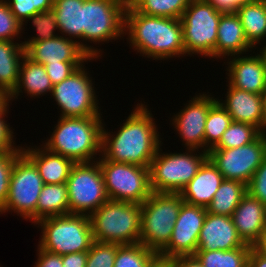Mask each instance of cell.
I'll return each instance as SVG.
<instances>
[{
    "label": "cell",
    "mask_w": 266,
    "mask_h": 267,
    "mask_svg": "<svg viewBox=\"0 0 266 267\" xmlns=\"http://www.w3.org/2000/svg\"><path fill=\"white\" fill-rule=\"evenodd\" d=\"M38 258L34 267H63L62 255L54 254L38 246Z\"/></svg>",
    "instance_id": "ee69618b"
},
{
    "label": "cell",
    "mask_w": 266,
    "mask_h": 267,
    "mask_svg": "<svg viewBox=\"0 0 266 267\" xmlns=\"http://www.w3.org/2000/svg\"><path fill=\"white\" fill-rule=\"evenodd\" d=\"M102 120L101 116L60 117L42 146L74 163L93 162L101 156Z\"/></svg>",
    "instance_id": "3957f363"
},
{
    "label": "cell",
    "mask_w": 266,
    "mask_h": 267,
    "mask_svg": "<svg viewBox=\"0 0 266 267\" xmlns=\"http://www.w3.org/2000/svg\"><path fill=\"white\" fill-rule=\"evenodd\" d=\"M247 192L266 205V158L257 168L247 185Z\"/></svg>",
    "instance_id": "60d3db41"
},
{
    "label": "cell",
    "mask_w": 266,
    "mask_h": 267,
    "mask_svg": "<svg viewBox=\"0 0 266 267\" xmlns=\"http://www.w3.org/2000/svg\"><path fill=\"white\" fill-rule=\"evenodd\" d=\"M190 0H131L129 4L139 13L180 19Z\"/></svg>",
    "instance_id": "1f68e13d"
},
{
    "label": "cell",
    "mask_w": 266,
    "mask_h": 267,
    "mask_svg": "<svg viewBox=\"0 0 266 267\" xmlns=\"http://www.w3.org/2000/svg\"><path fill=\"white\" fill-rule=\"evenodd\" d=\"M22 154V147L17 151L0 153V210L4 207L10 184V176L15 160Z\"/></svg>",
    "instance_id": "f35d334b"
},
{
    "label": "cell",
    "mask_w": 266,
    "mask_h": 267,
    "mask_svg": "<svg viewBox=\"0 0 266 267\" xmlns=\"http://www.w3.org/2000/svg\"><path fill=\"white\" fill-rule=\"evenodd\" d=\"M83 2L84 0H54L52 10L55 13L58 31L66 38H77V42L92 58H98L102 55V50L79 41L82 39Z\"/></svg>",
    "instance_id": "603a6c76"
},
{
    "label": "cell",
    "mask_w": 266,
    "mask_h": 267,
    "mask_svg": "<svg viewBox=\"0 0 266 267\" xmlns=\"http://www.w3.org/2000/svg\"><path fill=\"white\" fill-rule=\"evenodd\" d=\"M251 248L240 247L227 251H196L195 256L204 267H248Z\"/></svg>",
    "instance_id": "4dcf8cb0"
},
{
    "label": "cell",
    "mask_w": 266,
    "mask_h": 267,
    "mask_svg": "<svg viewBox=\"0 0 266 267\" xmlns=\"http://www.w3.org/2000/svg\"><path fill=\"white\" fill-rule=\"evenodd\" d=\"M126 0H84L82 40L99 44L124 35Z\"/></svg>",
    "instance_id": "7c38bea8"
},
{
    "label": "cell",
    "mask_w": 266,
    "mask_h": 267,
    "mask_svg": "<svg viewBox=\"0 0 266 267\" xmlns=\"http://www.w3.org/2000/svg\"><path fill=\"white\" fill-rule=\"evenodd\" d=\"M236 14L240 18L244 34L253 46L266 37V0H256L239 7Z\"/></svg>",
    "instance_id": "83f0119b"
},
{
    "label": "cell",
    "mask_w": 266,
    "mask_h": 267,
    "mask_svg": "<svg viewBox=\"0 0 266 267\" xmlns=\"http://www.w3.org/2000/svg\"><path fill=\"white\" fill-rule=\"evenodd\" d=\"M69 214L90 216L109 200L99 162L75 163L66 182Z\"/></svg>",
    "instance_id": "30bf717a"
},
{
    "label": "cell",
    "mask_w": 266,
    "mask_h": 267,
    "mask_svg": "<svg viewBox=\"0 0 266 267\" xmlns=\"http://www.w3.org/2000/svg\"><path fill=\"white\" fill-rule=\"evenodd\" d=\"M27 96L40 97L52 93L53 84L47 75L46 68L43 64H38L29 59L26 55L22 60L17 87L10 95V101L18 99L17 97L23 91Z\"/></svg>",
    "instance_id": "484cf974"
},
{
    "label": "cell",
    "mask_w": 266,
    "mask_h": 267,
    "mask_svg": "<svg viewBox=\"0 0 266 267\" xmlns=\"http://www.w3.org/2000/svg\"><path fill=\"white\" fill-rule=\"evenodd\" d=\"M97 161L109 199L142 204L151 195L149 167L105 160L101 156Z\"/></svg>",
    "instance_id": "9c48e42d"
},
{
    "label": "cell",
    "mask_w": 266,
    "mask_h": 267,
    "mask_svg": "<svg viewBox=\"0 0 266 267\" xmlns=\"http://www.w3.org/2000/svg\"><path fill=\"white\" fill-rule=\"evenodd\" d=\"M69 214L66 183L44 184L36 206V222L40 219Z\"/></svg>",
    "instance_id": "f1b7e54d"
},
{
    "label": "cell",
    "mask_w": 266,
    "mask_h": 267,
    "mask_svg": "<svg viewBox=\"0 0 266 267\" xmlns=\"http://www.w3.org/2000/svg\"><path fill=\"white\" fill-rule=\"evenodd\" d=\"M222 12L208 1L190 0L180 18L185 52L216 58L218 24Z\"/></svg>",
    "instance_id": "ba28073f"
},
{
    "label": "cell",
    "mask_w": 266,
    "mask_h": 267,
    "mask_svg": "<svg viewBox=\"0 0 266 267\" xmlns=\"http://www.w3.org/2000/svg\"><path fill=\"white\" fill-rule=\"evenodd\" d=\"M264 102H265V108H266V88H265V92H264Z\"/></svg>",
    "instance_id": "db71d44e"
},
{
    "label": "cell",
    "mask_w": 266,
    "mask_h": 267,
    "mask_svg": "<svg viewBox=\"0 0 266 267\" xmlns=\"http://www.w3.org/2000/svg\"><path fill=\"white\" fill-rule=\"evenodd\" d=\"M248 267H266V258L260 255L253 247L249 253Z\"/></svg>",
    "instance_id": "c3c4849f"
},
{
    "label": "cell",
    "mask_w": 266,
    "mask_h": 267,
    "mask_svg": "<svg viewBox=\"0 0 266 267\" xmlns=\"http://www.w3.org/2000/svg\"><path fill=\"white\" fill-rule=\"evenodd\" d=\"M253 248L266 258V234L253 246Z\"/></svg>",
    "instance_id": "681fc988"
},
{
    "label": "cell",
    "mask_w": 266,
    "mask_h": 267,
    "mask_svg": "<svg viewBox=\"0 0 266 267\" xmlns=\"http://www.w3.org/2000/svg\"><path fill=\"white\" fill-rule=\"evenodd\" d=\"M158 267H175L170 261L158 259Z\"/></svg>",
    "instance_id": "816d5d0a"
},
{
    "label": "cell",
    "mask_w": 266,
    "mask_h": 267,
    "mask_svg": "<svg viewBox=\"0 0 266 267\" xmlns=\"http://www.w3.org/2000/svg\"><path fill=\"white\" fill-rule=\"evenodd\" d=\"M115 134L102 128L101 157L105 160L149 167L162 146L154 116L138 103Z\"/></svg>",
    "instance_id": "6da1fadb"
},
{
    "label": "cell",
    "mask_w": 266,
    "mask_h": 267,
    "mask_svg": "<svg viewBox=\"0 0 266 267\" xmlns=\"http://www.w3.org/2000/svg\"><path fill=\"white\" fill-rule=\"evenodd\" d=\"M251 55V56H250ZM235 55L228 58V83L240 90L264 95L266 88V65L262 55Z\"/></svg>",
    "instance_id": "ffe728a7"
},
{
    "label": "cell",
    "mask_w": 266,
    "mask_h": 267,
    "mask_svg": "<svg viewBox=\"0 0 266 267\" xmlns=\"http://www.w3.org/2000/svg\"><path fill=\"white\" fill-rule=\"evenodd\" d=\"M254 47L245 37L240 18L236 13H222L217 32L216 58L243 55Z\"/></svg>",
    "instance_id": "d4e9b609"
},
{
    "label": "cell",
    "mask_w": 266,
    "mask_h": 267,
    "mask_svg": "<svg viewBox=\"0 0 266 267\" xmlns=\"http://www.w3.org/2000/svg\"><path fill=\"white\" fill-rule=\"evenodd\" d=\"M25 55L22 43L0 40V89L9 96L17 87L20 66Z\"/></svg>",
    "instance_id": "4316f807"
},
{
    "label": "cell",
    "mask_w": 266,
    "mask_h": 267,
    "mask_svg": "<svg viewBox=\"0 0 266 267\" xmlns=\"http://www.w3.org/2000/svg\"><path fill=\"white\" fill-rule=\"evenodd\" d=\"M225 100L217 101L227 110L233 122L255 126L261 133H266V108L264 95L243 91L228 83Z\"/></svg>",
    "instance_id": "e0dca14e"
},
{
    "label": "cell",
    "mask_w": 266,
    "mask_h": 267,
    "mask_svg": "<svg viewBox=\"0 0 266 267\" xmlns=\"http://www.w3.org/2000/svg\"><path fill=\"white\" fill-rule=\"evenodd\" d=\"M169 261L175 267H204L195 255L178 256Z\"/></svg>",
    "instance_id": "7dc6e473"
},
{
    "label": "cell",
    "mask_w": 266,
    "mask_h": 267,
    "mask_svg": "<svg viewBox=\"0 0 266 267\" xmlns=\"http://www.w3.org/2000/svg\"><path fill=\"white\" fill-rule=\"evenodd\" d=\"M10 96L0 89V114L9 107Z\"/></svg>",
    "instance_id": "f907efd6"
},
{
    "label": "cell",
    "mask_w": 266,
    "mask_h": 267,
    "mask_svg": "<svg viewBox=\"0 0 266 267\" xmlns=\"http://www.w3.org/2000/svg\"><path fill=\"white\" fill-rule=\"evenodd\" d=\"M183 199L179 193H156L141 204L142 245L159 254L169 243Z\"/></svg>",
    "instance_id": "8992f818"
},
{
    "label": "cell",
    "mask_w": 266,
    "mask_h": 267,
    "mask_svg": "<svg viewBox=\"0 0 266 267\" xmlns=\"http://www.w3.org/2000/svg\"><path fill=\"white\" fill-rule=\"evenodd\" d=\"M44 183L36 166L22 153L14 162L6 203L0 214L14 211L36 223V206Z\"/></svg>",
    "instance_id": "8fae6325"
},
{
    "label": "cell",
    "mask_w": 266,
    "mask_h": 267,
    "mask_svg": "<svg viewBox=\"0 0 266 267\" xmlns=\"http://www.w3.org/2000/svg\"><path fill=\"white\" fill-rule=\"evenodd\" d=\"M89 217L96 241L120 245L140 242L141 204L109 199Z\"/></svg>",
    "instance_id": "277c9868"
},
{
    "label": "cell",
    "mask_w": 266,
    "mask_h": 267,
    "mask_svg": "<svg viewBox=\"0 0 266 267\" xmlns=\"http://www.w3.org/2000/svg\"><path fill=\"white\" fill-rule=\"evenodd\" d=\"M34 147H22V153L36 166L43 183H66L75 163L65 156L48 151L43 146Z\"/></svg>",
    "instance_id": "cb8c5ba5"
},
{
    "label": "cell",
    "mask_w": 266,
    "mask_h": 267,
    "mask_svg": "<svg viewBox=\"0 0 266 267\" xmlns=\"http://www.w3.org/2000/svg\"><path fill=\"white\" fill-rule=\"evenodd\" d=\"M253 247L239 236L232 217L207 212L198 237L197 251L232 250Z\"/></svg>",
    "instance_id": "d6986e66"
},
{
    "label": "cell",
    "mask_w": 266,
    "mask_h": 267,
    "mask_svg": "<svg viewBox=\"0 0 266 267\" xmlns=\"http://www.w3.org/2000/svg\"><path fill=\"white\" fill-rule=\"evenodd\" d=\"M256 0H208V2L222 13H236L237 9Z\"/></svg>",
    "instance_id": "f6af8a7d"
},
{
    "label": "cell",
    "mask_w": 266,
    "mask_h": 267,
    "mask_svg": "<svg viewBox=\"0 0 266 267\" xmlns=\"http://www.w3.org/2000/svg\"><path fill=\"white\" fill-rule=\"evenodd\" d=\"M15 18L24 23L28 18L38 12L50 11L54 0H5Z\"/></svg>",
    "instance_id": "74e56055"
},
{
    "label": "cell",
    "mask_w": 266,
    "mask_h": 267,
    "mask_svg": "<svg viewBox=\"0 0 266 267\" xmlns=\"http://www.w3.org/2000/svg\"><path fill=\"white\" fill-rule=\"evenodd\" d=\"M159 147L149 166L150 187L156 193H180L208 158V152L186 149L165 153ZM187 152V153H186Z\"/></svg>",
    "instance_id": "52a82bcc"
},
{
    "label": "cell",
    "mask_w": 266,
    "mask_h": 267,
    "mask_svg": "<svg viewBox=\"0 0 266 267\" xmlns=\"http://www.w3.org/2000/svg\"><path fill=\"white\" fill-rule=\"evenodd\" d=\"M85 65L79 67L68 78L53 85L50 94L61 109L60 117L100 116L98 98L92 78Z\"/></svg>",
    "instance_id": "4fadbf2b"
},
{
    "label": "cell",
    "mask_w": 266,
    "mask_h": 267,
    "mask_svg": "<svg viewBox=\"0 0 266 267\" xmlns=\"http://www.w3.org/2000/svg\"><path fill=\"white\" fill-rule=\"evenodd\" d=\"M7 107L1 114H0V153L7 152V151H17L21 146L14 145L15 141L13 140V130L11 129L5 121L6 114L8 113Z\"/></svg>",
    "instance_id": "7bdbcfd3"
},
{
    "label": "cell",
    "mask_w": 266,
    "mask_h": 267,
    "mask_svg": "<svg viewBox=\"0 0 266 267\" xmlns=\"http://www.w3.org/2000/svg\"><path fill=\"white\" fill-rule=\"evenodd\" d=\"M231 217L239 236L248 245L254 246L266 234V205L248 192Z\"/></svg>",
    "instance_id": "44dd1931"
},
{
    "label": "cell",
    "mask_w": 266,
    "mask_h": 267,
    "mask_svg": "<svg viewBox=\"0 0 266 267\" xmlns=\"http://www.w3.org/2000/svg\"><path fill=\"white\" fill-rule=\"evenodd\" d=\"M223 180L217 167L207 158L179 194L185 203L207 208Z\"/></svg>",
    "instance_id": "7402d4cb"
},
{
    "label": "cell",
    "mask_w": 266,
    "mask_h": 267,
    "mask_svg": "<svg viewBox=\"0 0 266 267\" xmlns=\"http://www.w3.org/2000/svg\"><path fill=\"white\" fill-rule=\"evenodd\" d=\"M151 267H158V260Z\"/></svg>",
    "instance_id": "11a10c76"
},
{
    "label": "cell",
    "mask_w": 266,
    "mask_h": 267,
    "mask_svg": "<svg viewBox=\"0 0 266 267\" xmlns=\"http://www.w3.org/2000/svg\"><path fill=\"white\" fill-rule=\"evenodd\" d=\"M206 214L205 207L183 202L170 241L158 254V258L169 261L178 256L195 255Z\"/></svg>",
    "instance_id": "9a60e30c"
},
{
    "label": "cell",
    "mask_w": 266,
    "mask_h": 267,
    "mask_svg": "<svg viewBox=\"0 0 266 267\" xmlns=\"http://www.w3.org/2000/svg\"><path fill=\"white\" fill-rule=\"evenodd\" d=\"M217 101L210 94L194 96L185 107L173 116L172 124L186 149H203L206 152L204 132L210 107Z\"/></svg>",
    "instance_id": "2e32d148"
},
{
    "label": "cell",
    "mask_w": 266,
    "mask_h": 267,
    "mask_svg": "<svg viewBox=\"0 0 266 267\" xmlns=\"http://www.w3.org/2000/svg\"><path fill=\"white\" fill-rule=\"evenodd\" d=\"M158 254L141 243L121 245L116 252L114 267H151Z\"/></svg>",
    "instance_id": "836d02e7"
},
{
    "label": "cell",
    "mask_w": 266,
    "mask_h": 267,
    "mask_svg": "<svg viewBox=\"0 0 266 267\" xmlns=\"http://www.w3.org/2000/svg\"><path fill=\"white\" fill-rule=\"evenodd\" d=\"M84 62H60L55 64H46V72L51 83L57 84L68 78L79 67H82Z\"/></svg>",
    "instance_id": "b9f144b4"
},
{
    "label": "cell",
    "mask_w": 266,
    "mask_h": 267,
    "mask_svg": "<svg viewBox=\"0 0 266 267\" xmlns=\"http://www.w3.org/2000/svg\"><path fill=\"white\" fill-rule=\"evenodd\" d=\"M31 21L36 28L38 35L31 37L27 41H24L22 43L24 49L26 50L32 43L47 40L54 38L58 36V33L55 34L56 30L58 29V25L55 18V13L53 10L45 11V12H38L34 15H32L30 18H28L23 24H22V30H24V24L28 23L27 21Z\"/></svg>",
    "instance_id": "d590c367"
},
{
    "label": "cell",
    "mask_w": 266,
    "mask_h": 267,
    "mask_svg": "<svg viewBox=\"0 0 266 267\" xmlns=\"http://www.w3.org/2000/svg\"><path fill=\"white\" fill-rule=\"evenodd\" d=\"M246 193L247 185L244 183L224 179L206 210L210 214L231 217Z\"/></svg>",
    "instance_id": "f546056e"
},
{
    "label": "cell",
    "mask_w": 266,
    "mask_h": 267,
    "mask_svg": "<svg viewBox=\"0 0 266 267\" xmlns=\"http://www.w3.org/2000/svg\"><path fill=\"white\" fill-rule=\"evenodd\" d=\"M232 122L231 116L218 101L210 107L204 132L206 152L220 141L222 134Z\"/></svg>",
    "instance_id": "d6a6232c"
},
{
    "label": "cell",
    "mask_w": 266,
    "mask_h": 267,
    "mask_svg": "<svg viewBox=\"0 0 266 267\" xmlns=\"http://www.w3.org/2000/svg\"><path fill=\"white\" fill-rule=\"evenodd\" d=\"M259 53L262 55V57H263V59L265 61V65H266V45L263 48H261V50L259 51Z\"/></svg>",
    "instance_id": "f5cc1de1"
},
{
    "label": "cell",
    "mask_w": 266,
    "mask_h": 267,
    "mask_svg": "<svg viewBox=\"0 0 266 267\" xmlns=\"http://www.w3.org/2000/svg\"><path fill=\"white\" fill-rule=\"evenodd\" d=\"M261 132L253 125L232 122L212 149L237 148L253 142Z\"/></svg>",
    "instance_id": "e575fe53"
},
{
    "label": "cell",
    "mask_w": 266,
    "mask_h": 267,
    "mask_svg": "<svg viewBox=\"0 0 266 267\" xmlns=\"http://www.w3.org/2000/svg\"><path fill=\"white\" fill-rule=\"evenodd\" d=\"M35 225L41 226L42 230L38 246L54 254L88 251L94 241L88 215L51 216L38 220Z\"/></svg>",
    "instance_id": "5b68a950"
},
{
    "label": "cell",
    "mask_w": 266,
    "mask_h": 267,
    "mask_svg": "<svg viewBox=\"0 0 266 267\" xmlns=\"http://www.w3.org/2000/svg\"><path fill=\"white\" fill-rule=\"evenodd\" d=\"M22 23H20L11 12L5 0H0V40L14 41L22 33Z\"/></svg>",
    "instance_id": "ab89813d"
},
{
    "label": "cell",
    "mask_w": 266,
    "mask_h": 267,
    "mask_svg": "<svg viewBox=\"0 0 266 267\" xmlns=\"http://www.w3.org/2000/svg\"><path fill=\"white\" fill-rule=\"evenodd\" d=\"M25 51L29 59L44 66L60 62H87L97 59L92 58L77 40L60 35L32 43Z\"/></svg>",
    "instance_id": "ac0fdd59"
},
{
    "label": "cell",
    "mask_w": 266,
    "mask_h": 267,
    "mask_svg": "<svg viewBox=\"0 0 266 267\" xmlns=\"http://www.w3.org/2000/svg\"><path fill=\"white\" fill-rule=\"evenodd\" d=\"M124 34L134 51L153 60L186 55L180 19L148 16L129 3L125 11ZM127 32V33H126Z\"/></svg>",
    "instance_id": "7a4b0ae2"
},
{
    "label": "cell",
    "mask_w": 266,
    "mask_h": 267,
    "mask_svg": "<svg viewBox=\"0 0 266 267\" xmlns=\"http://www.w3.org/2000/svg\"><path fill=\"white\" fill-rule=\"evenodd\" d=\"M120 244L94 240L87 251L86 267H114L116 252Z\"/></svg>",
    "instance_id": "8d00e7d4"
},
{
    "label": "cell",
    "mask_w": 266,
    "mask_h": 267,
    "mask_svg": "<svg viewBox=\"0 0 266 267\" xmlns=\"http://www.w3.org/2000/svg\"><path fill=\"white\" fill-rule=\"evenodd\" d=\"M87 251L62 255L63 267H86Z\"/></svg>",
    "instance_id": "bcb514c9"
},
{
    "label": "cell",
    "mask_w": 266,
    "mask_h": 267,
    "mask_svg": "<svg viewBox=\"0 0 266 267\" xmlns=\"http://www.w3.org/2000/svg\"><path fill=\"white\" fill-rule=\"evenodd\" d=\"M208 158L226 180L248 185L257 168L266 158V133L253 142L237 148L210 149Z\"/></svg>",
    "instance_id": "5bb4252c"
}]
</instances>
